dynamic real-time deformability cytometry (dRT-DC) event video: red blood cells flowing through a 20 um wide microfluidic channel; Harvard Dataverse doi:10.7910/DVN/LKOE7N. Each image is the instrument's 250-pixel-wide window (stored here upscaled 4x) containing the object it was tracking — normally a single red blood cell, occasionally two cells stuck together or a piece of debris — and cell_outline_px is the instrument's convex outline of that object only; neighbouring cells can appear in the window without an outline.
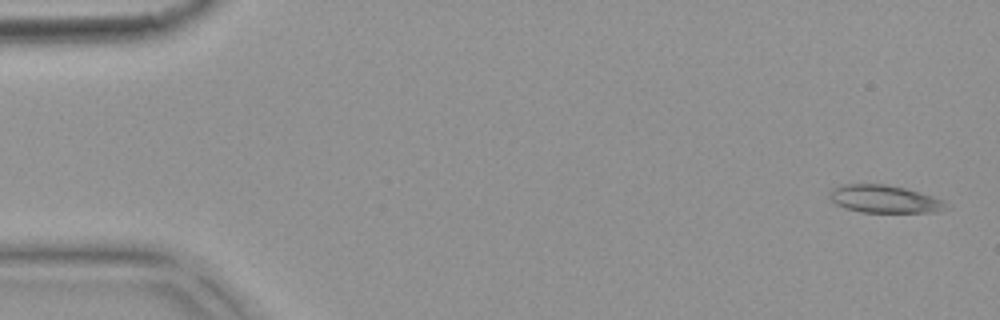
{"species": "common noctule bat (a hibernating species)", "species_latin": "Nyctalus noctula", "temperature_condition": "warm", "stored_images_in_passage": 5, "camera_frame_rate_fps": 3000, "um_per_image_px": 0.085, "animal": {"sex": "female", "body_mass_g": 18.4}, "frame": {"image": 1, "passage_image": 1, "time_ms": 0.0, "image_size_px": [1000, 320], "cell_outline_px": [[952, 208], [940, 212], [860, 212], [844, 208], [836, 204], [828, 196], [828, 192], [832, 188], [844, 184], [884, 184], [904, 188], [920, 192], [944, 200]], "centroid_in_image_um": [75.21, 16.93], "position_along_channel_um": 9.8, "area_um2": 19.07}}
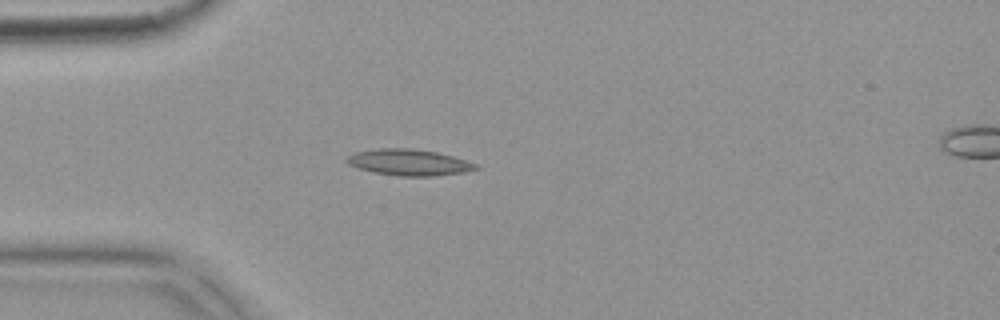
{"frame": {"image": 2, "passage_image": 4, "time_ms": 1.0, "image_size_px": [1000, 320], "cell_outline_px": [[480, 168], [464, 172], [436, 176], [400, 176], [372, 172], [348, 164], [344, 160], [348, 156], [356, 152], [380, 148], [412, 148], [436, 152], [452, 156], [480, 164]], "centroid_in_image_um": [34.8, 13.8], "position_along_channel_um": 50.2, "area_um2": 19.77}}